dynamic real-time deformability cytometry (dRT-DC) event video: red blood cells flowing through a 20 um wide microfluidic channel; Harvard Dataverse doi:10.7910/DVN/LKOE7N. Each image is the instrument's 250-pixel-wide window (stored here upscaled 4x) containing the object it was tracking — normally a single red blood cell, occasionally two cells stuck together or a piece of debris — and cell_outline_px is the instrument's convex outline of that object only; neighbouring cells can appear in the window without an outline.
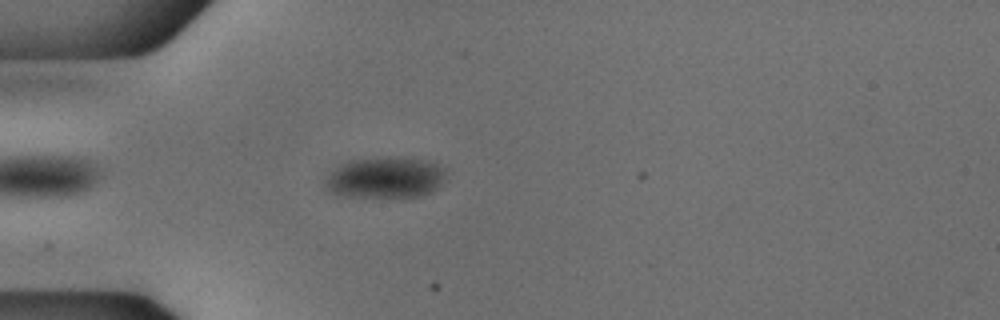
{"species": "common noctule bat (a hibernating species)", "species_latin": "Nyctalus noctula", "temperature_condition": "cold", "stored_images_in_passage": 43, "camera_frame_rate_fps": 3000, "um_per_image_px": 0.085, "animal": {"sex": "male", "body_mass_g": 18.8}, "frame": {"image": 1, "passage_image": 5, "time_ms": 1.333, "image_size_px": [1000, 320], "cell_outline_px": [[444, 176], [440, 184], [432, 192], [420, 196], [344, 196], [332, 192], [324, 184], [324, 180], [340, 164], [352, 160], [384, 156], [392, 156], [428, 160], [444, 168]], "centroid_in_image_um": [32.75, 15.07], "position_along_channel_um": 52.2, "area_um2": 28.67}}
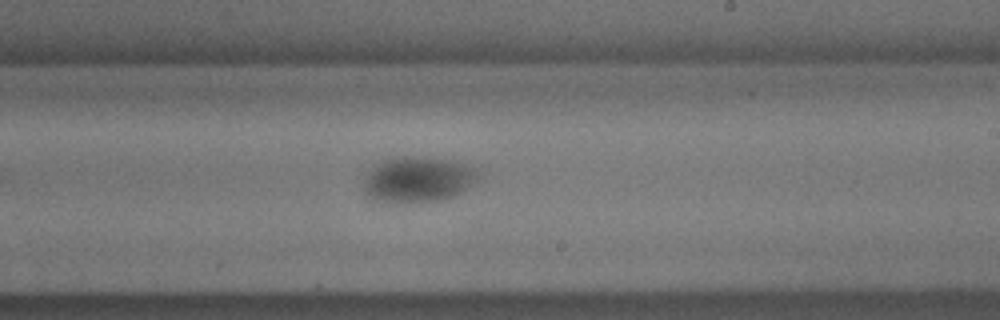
{"frame": {"image": 2, "passage_image": 22, "time_ms": 7.0, "image_size_px": [1000, 320], "cell_outline_px": [[480, 176], [476, 180], [460, 192], [452, 196], [440, 200], [404, 204], [392, 204], [372, 200], [364, 192], [364, 188], [368, 172], [376, 164], [392, 156], [408, 156], [452, 160], [476, 168], [480, 172]], "centroid_in_image_um": [35.49, 15.27], "position_along_channel_um": 253.5, "area_um2": 30.75}}
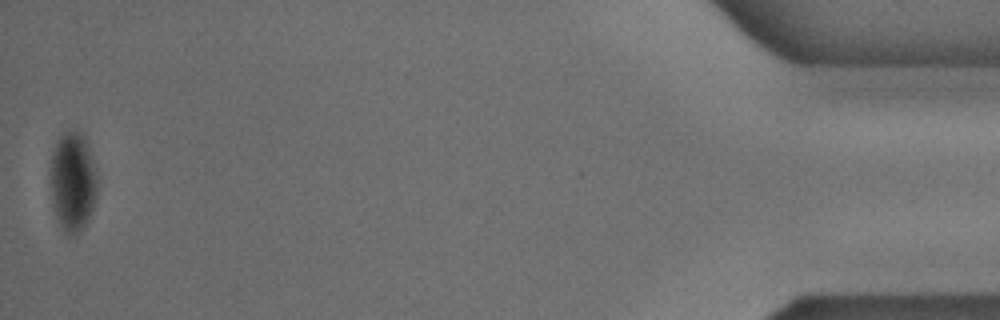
{"frame": {"image": 3, "passage_image": 43, "time_ms": 14.0, "image_size_px": [1000, 320], "cell_outline_px": [[96, 200], [88, 220], [76, 232], [68, 236], [64, 232], [56, 216], [52, 204], [52, 152], [60, 136], [64, 132], [84, 132], [96, 168]], "centroid_in_image_um": [6.21, 15.42], "position_along_channel_um": 429.0, "area_um2": 26.76}, "authors_computed_cell_mechanics": {"area_um2": 29.478, "velocity_mm_per_s": 3.7519, "shape_relaxation_time_tau1_ms": null, "shape_relaxation_time_tau2_ms": 3.3359, "deformation_change_tau1": null, "deformation_change_tau2": 0.0283}}